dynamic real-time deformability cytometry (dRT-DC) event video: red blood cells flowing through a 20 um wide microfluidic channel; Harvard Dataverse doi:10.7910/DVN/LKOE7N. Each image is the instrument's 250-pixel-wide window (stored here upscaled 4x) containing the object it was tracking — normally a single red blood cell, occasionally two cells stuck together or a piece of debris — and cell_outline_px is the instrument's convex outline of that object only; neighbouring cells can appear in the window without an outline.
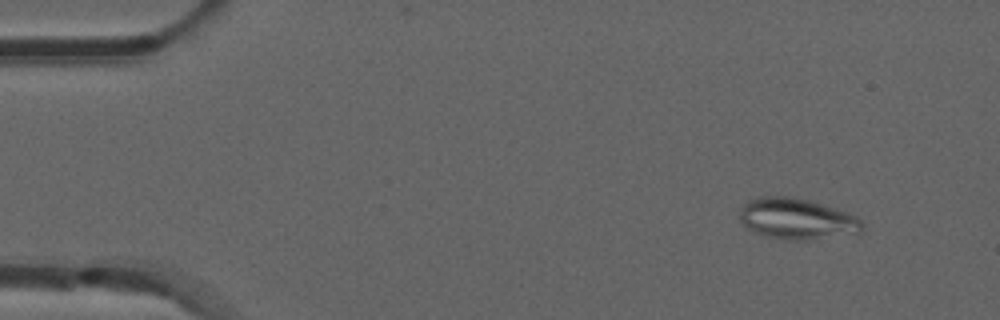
{"species": "common noctule bat (a hibernating species)", "species_latin": "Nyctalus noctula", "temperature_condition": "room temperature", "stored_images_in_passage": 52, "camera_frame_rate_fps": 3000, "um_per_image_px": 0.085, "animal": {"sex": "male", "forearm_length_mm": 52.5}, "frame": {"image": 1, "passage_image": 5, "time_ms": 1.333, "image_size_px": [1000, 320], "cell_outline_px": [[864, 232], [856, 236], [808, 240], [788, 240], [764, 236], [748, 228], [740, 220], [740, 208], [748, 200], [760, 196], [792, 196], [812, 200], [856, 216], [864, 224]], "centroid_in_image_um": [67.82, 18.62], "position_along_channel_um": 17.2, "area_um2": 30.06}}
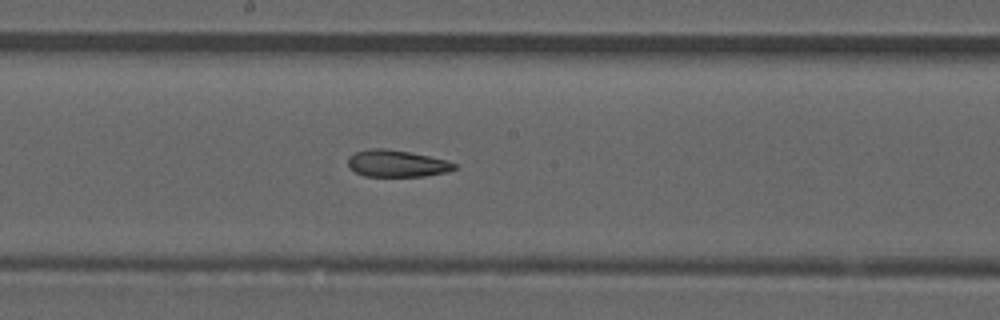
{"frame": {"image": 2, "passage_image": 28, "time_ms": 9.0, "image_size_px": [1000, 320], "cell_outline_px": [[456, 168], [448, 172], [424, 176], [364, 176], [356, 172], [348, 164], [348, 156], [356, 152], [368, 148], [384, 148], [408, 152], [448, 160], [456, 164]], "centroid_in_image_um": [33.73, 13.89], "position_along_channel_um": 214.5, "area_um2": 16.59}}
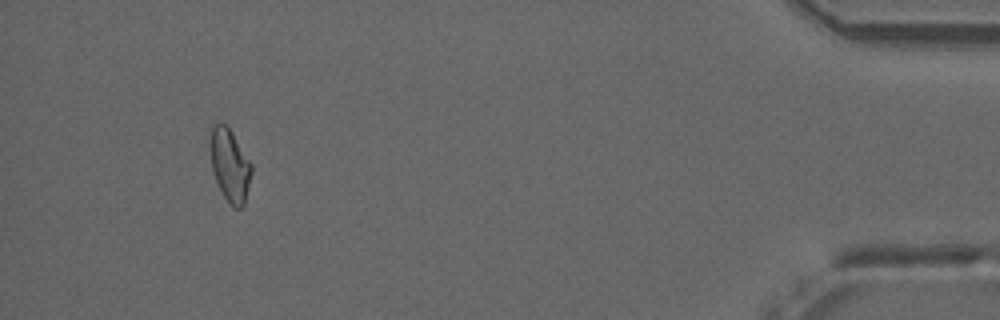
{"frame": {"image": 3, "passage_image": 49, "time_ms": 16.0, "image_size_px": [1000, 320], "cell_outline_px": [[252, 172], [244, 204], [240, 208], [232, 208], [224, 196], [216, 180], [212, 168], [208, 148], [208, 144], [212, 124], [224, 124], [232, 132], [252, 164]], "centroid_in_image_um": [19.51, 14.02], "position_along_channel_um": 415.7, "area_um2": 17.57}, "authors_computed_cell_mechanics": {"area_um2": 17.6001, "velocity_mm_per_s": 3.8784, "shape_relaxation_time_tau1_ms": null, "shape_relaxation_time_tau2_ms": 2.8951, "deformation_change_tau1": null, "deformation_change_tau2": 0.0968}}